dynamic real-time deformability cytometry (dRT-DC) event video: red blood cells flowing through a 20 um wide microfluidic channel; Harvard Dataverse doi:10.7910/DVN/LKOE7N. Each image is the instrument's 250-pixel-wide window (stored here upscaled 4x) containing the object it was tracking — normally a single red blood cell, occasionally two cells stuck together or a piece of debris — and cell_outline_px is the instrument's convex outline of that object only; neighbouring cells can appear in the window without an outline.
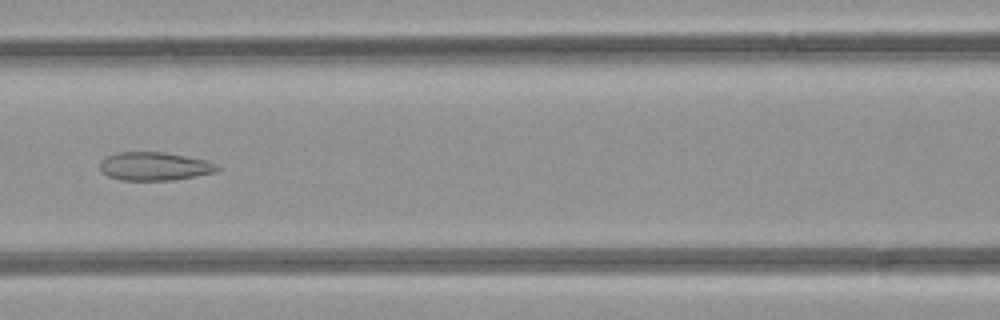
{"species": "common noctule bat (a hibernating species)", "species_latin": "Nyctalus noctula", "temperature_condition": "room temperature", "stored_images_in_passage": 36, "camera_frame_rate_fps": 3000, "um_per_image_px": 0.085, "animal": {"sex": "female", "body_mass_g": 21.9}, "frame": {"image": 1, "passage_image": 14, "time_ms": 4.333, "image_size_px": [1000, 320], "cell_outline_px": [[224, 168], [216, 172], [196, 176], [172, 180], [120, 180], [108, 176], [100, 172], [100, 160], [108, 156], [120, 152], [164, 152], [208, 160], [220, 164]], "centroid_in_image_um": [13.19, 14.14], "position_along_channel_um": 153.4, "area_um2": 19.71}}
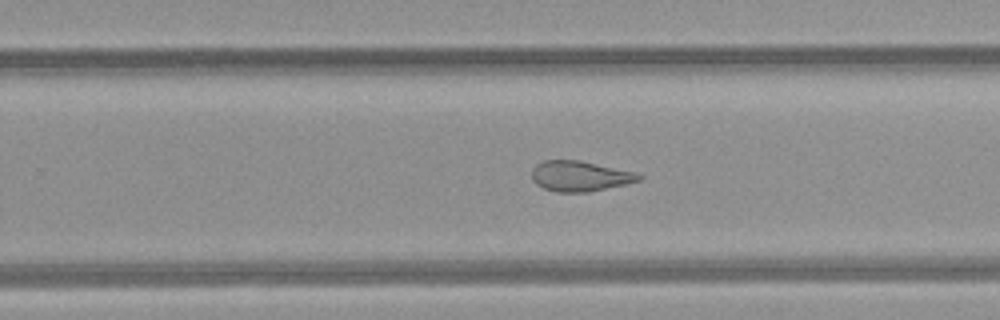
{"frame": {"image": 2, "passage_image": 23, "time_ms": 7.333, "image_size_px": [1000, 320], "cell_outline_px": [[644, 176], [640, 180], [624, 184], [588, 192], [556, 192], [544, 188], [536, 184], [532, 180], [532, 168], [536, 164], [544, 160], [580, 160], [636, 172]], "centroid_in_image_um": [49.27, 14.96], "position_along_channel_um": 280.5, "area_um2": 18.96}}
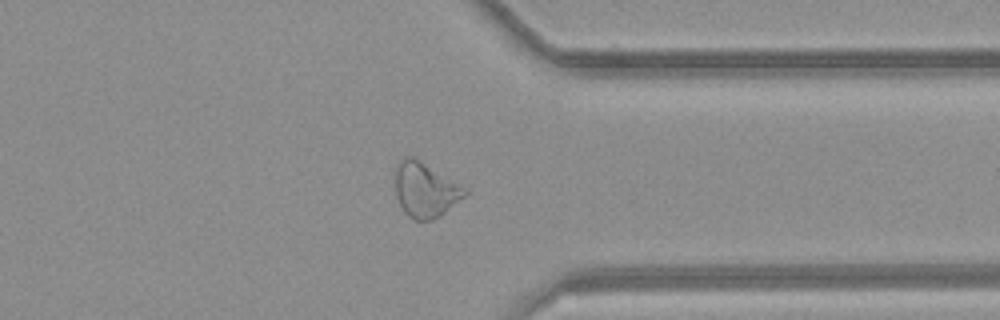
{"frame": {"image": 3, "passage_image": 30, "time_ms": 9.667, "image_size_px": [1000, 320], "cell_outline_px": [[468, 192], [464, 196], [440, 216], [432, 220], [416, 220], [408, 216], [404, 212], [396, 196], [392, 176], [396, 164], [404, 156], [412, 156], [420, 160], [468, 188]], "centroid_in_image_um": [36.1, 16.1], "position_along_channel_um": 375.3, "area_um2": 22.66}, "authors_computed_cell_mechanics": {"area_um2": 20.2011, "velocity_mm_per_s": 4.2489, "shape_relaxation_time_tau1_ms": null, "shape_relaxation_time_tau2_ms": 1.7858, "deformation_change_tau1": null, "deformation_change_tau2": 0.0971}}